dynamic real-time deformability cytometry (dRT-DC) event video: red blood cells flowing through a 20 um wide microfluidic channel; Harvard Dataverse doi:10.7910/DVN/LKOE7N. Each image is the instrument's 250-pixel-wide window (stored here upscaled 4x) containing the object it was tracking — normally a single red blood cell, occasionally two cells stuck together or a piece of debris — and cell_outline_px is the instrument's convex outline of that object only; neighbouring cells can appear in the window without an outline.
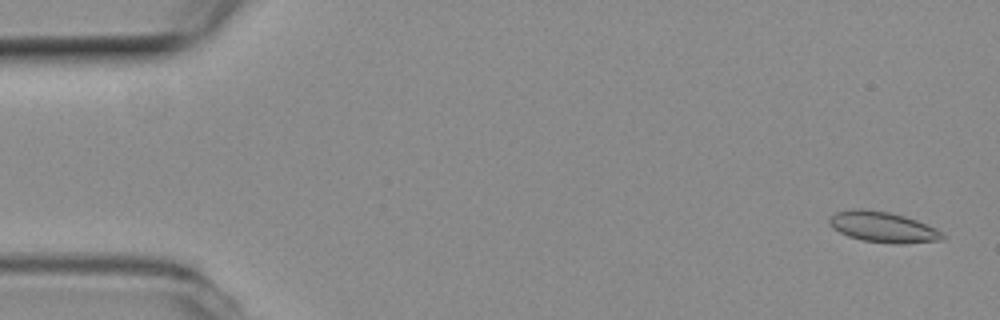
{"species": "common noctule bat (a hibernating species)", "species_latin": "Nyctalus noctula", "temperature_condition": "room temperature", "stored_images_in_passage": 6, "camera_frame_rate_fps": 3000, "um_per_image_px": 0.085, "animal": {"sex": "female", "body_mass_g": 19.3, "forearm_length_mm": 54.1}, "frame": {"image": 1, "passage_image": 1, "time_ms": 0.0, "image_size_px": [1000, 320], "cell_outline_px": [[948, 236], [944, 240], [904, 244], [896, 244], [860, 240], [848, 236], [832, 228], [828, 220], [836, 212], [860, 208], [864, 208], [888, 212], [904, 216], [916, 220], [936, 228], [944, 232]], "centroid_in_image_um": [75.11, 19.32], "position_along_channel_um": 9.9, "area_um2": 20.4}}